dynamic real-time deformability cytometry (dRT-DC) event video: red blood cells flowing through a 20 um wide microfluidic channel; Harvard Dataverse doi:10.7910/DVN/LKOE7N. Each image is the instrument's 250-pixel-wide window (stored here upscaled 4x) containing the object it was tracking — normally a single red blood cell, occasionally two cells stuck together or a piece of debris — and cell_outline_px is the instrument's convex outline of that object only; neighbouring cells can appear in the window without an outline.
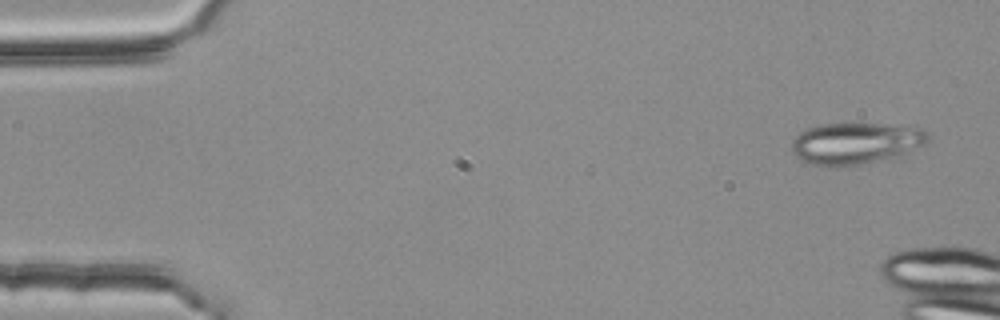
{"species": "common noctule bat (a hibernating species)", "species_latin": "Nyctalus noctula", "temperature_condition": "room temperature", "stored_images_in_passage": 2, "camera_frame_rate_fps": 3000, "um_per_image_px": 0.085, "animal": {"sex": "female", "body_mass_g": 25.1}, "frame": {"image": 1, "passage_image": 2, "time_ms": 0.333, "image_size_px": [1000, 320], "cell_outline_px": [[928, 140], [924, 144], [900, 156], [836, 168], [812, 164], [800, 160], [792, 152], [792, 140], [804, 128], [824, 124], [888, 124], [924, 128], [928, 132]], "centroid_in_image_um": [72.71, 12.18], "position_along_channel_um": 12.3, "area_um2": 33.18}}